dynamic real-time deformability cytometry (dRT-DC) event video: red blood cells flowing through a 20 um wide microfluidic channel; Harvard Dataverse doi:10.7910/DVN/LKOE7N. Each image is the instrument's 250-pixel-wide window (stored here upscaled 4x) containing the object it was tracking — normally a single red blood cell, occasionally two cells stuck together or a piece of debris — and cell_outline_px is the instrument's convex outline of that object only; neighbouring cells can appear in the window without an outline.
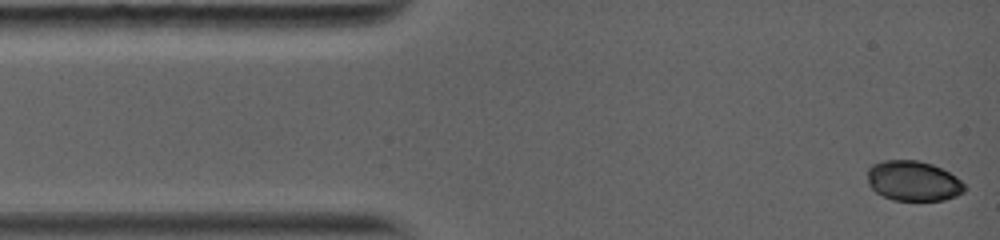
{"species": "common noctule bat (a hibernating species)", "species_latin": "Nyctalus noctula", "temperature_condition": "warm", "stored_images_in_passage": 36, "camera_frame_rate_fps": 5000, "um_per_image_px": 0.085, "animal": {"sex": "female", "body_mass_g": 19.0, "forearm_length_mm": 56.7}, "frame": {"image": 1, "passage_image": 1, "time_ms": 0.0, "image_size_px": [1000, 240], "cell_outline_px": [[968, 188], [964, 192], [956, 196], [944, 200], [892, 200], [876, 192], [868, 184], [868, 168], [872, 164], [884, 160], [920, 160], [932, 164], [956, 176]], "centroid_in_image_um": [77.64, 15.37], "position_along_channel_um": 7.4, "area_um2": 22.77}}
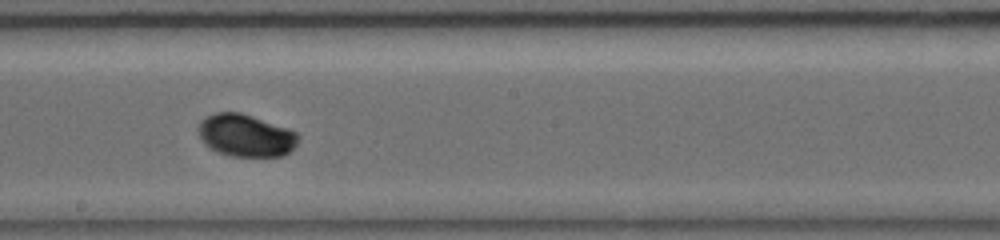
{"frame": {"image": 2, "passage_image": 21, "time_ms": 7.2, "image_size_px": [1000, 240], "cell_outline_px": [[300, 136], [296, 144], [284, 156], [232, 156], [216, 152], [204, 144], [196, 128], [200, 120], [204, 116], [216, 112], [240, 112], [288, 128], [296, 132]], "centroid_in_image_um": [20.84, 11.5], "position_along_channel_um": 227.4, "area_um2": 24.85}}
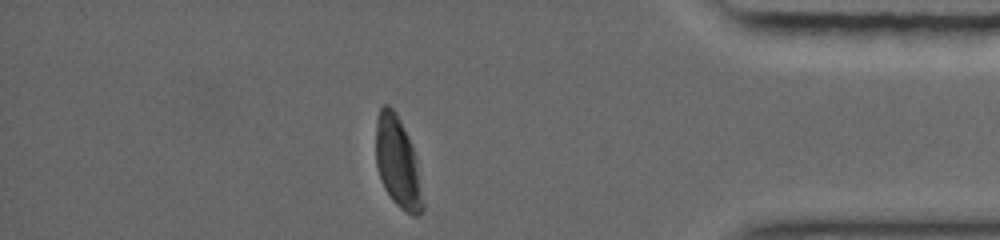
{"frame": {"image": 3, "passage_image": 36, "time_ms": 12.2, "image_size_px": [1000, 240], "cell_outline_px": [[424, 208], [416, 216], [412, 216], [404, 212], [392, 200], [384, 188], [380, 180], [376, 168], [376, 116], [380, 108], [384, 104], [388, 104], [396, 112], [408, 136], [416, 156], [424, 204]], "centroid_in_image_um": [33.79, 13.82], "position_along_channel_um": 401.4, "area_um2": 25.14}, "authors_computed_cell_mechanics": {"area_um2": 24.6806, "velocity_mm_per_s": 4.0839, "shape_relaxation_time_tau1_ms": 1.3321, "shape_relaxation_time_tau2_ms": null, "deformation_change_tau1": 0.1137, "deformation_change_tau2": null}}